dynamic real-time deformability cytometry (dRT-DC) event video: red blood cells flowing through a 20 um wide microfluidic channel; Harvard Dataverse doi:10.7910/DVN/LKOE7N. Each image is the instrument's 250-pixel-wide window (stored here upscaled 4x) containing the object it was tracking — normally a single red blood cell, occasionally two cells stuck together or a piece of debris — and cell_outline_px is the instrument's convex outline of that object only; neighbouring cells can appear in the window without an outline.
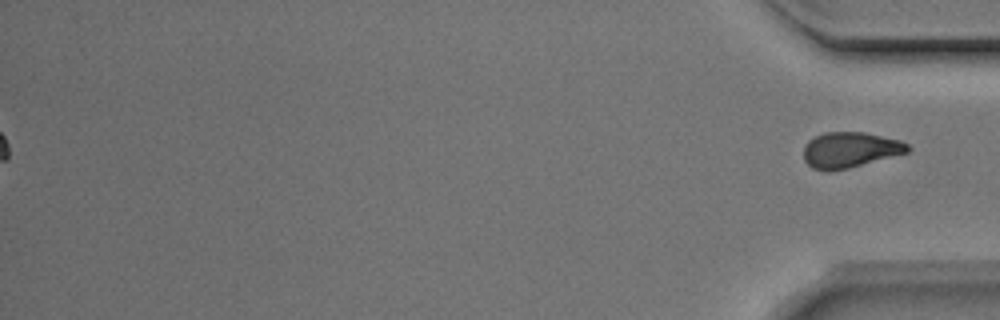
{"species": "Egyptian fruit bat (a non-hibernating species)", "species_latin": "Rousettus aegyptiacus", "temperature_condition": "room temperature", "stored_images_in_passage": 53, "segment_of_instrument_passage": [2, 2], "camera_frame_rate_fps": 3000, "um_per_image_px": 0.085, "animal": {"sex": "male"}, "frame": {"image": 1, "passage_image": 53, "time_ms": 17.333, "image_size_px": [1000, 320], "cell_outline_px": [[912, 148], [908, 152], [848, 168], [812, 168], [804, 160], [804, 144], [812, 136], [824, 132], [864, 132], [900, 140], [908, 144]], "centroid_in_image_um": [72.26, 12.69], "position_along_channel_um": 362.9, "area_um2": 21.21}}